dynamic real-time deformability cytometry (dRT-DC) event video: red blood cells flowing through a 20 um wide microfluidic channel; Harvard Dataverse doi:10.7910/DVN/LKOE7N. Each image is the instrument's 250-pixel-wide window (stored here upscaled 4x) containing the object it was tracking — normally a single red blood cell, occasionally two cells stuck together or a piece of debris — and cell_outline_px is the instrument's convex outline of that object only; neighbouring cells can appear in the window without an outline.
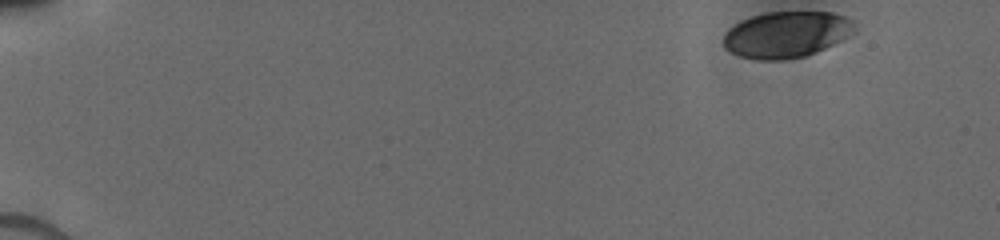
{"species": "human", "species_latin": "Homo sapiens", "temperature_condition": "cold", "stored_images_in_passage": 34, "camera_frame_rate_fps": 3000, "um_per_image_px": 0.085, "donor": {"sex": "male"}, "frame": {"image": 1, "passage_image": 1, "time_ms": 0.0, "image_size_px": [1000, 240], "cell_outline_px": [[856, 32], [816, 52], [804, 56], [784, 60], [756, 60], [740, 56], [724, 48], [724, 32], [728, 28], [740, 20], [752, 16], [768, 12], [832, 12], [844, 16], [852, 20]], "centroid_in_image_um": [66.82, 2.93], "position_along_channel_um": 18.2, "area_um2": 35.37}}
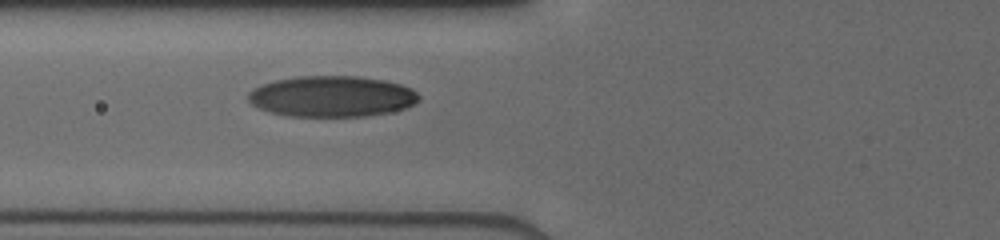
{"frame": {"image": 2, "passage_image": 28, "time_ms": 5.667, "image_size_px": [1000, 240], "cell_outline_px": [[420, 100], [404, 108], [388, 112], [364, 116], [288, 116], [272, 112], [260, 108], [252, 104], [248, 100], [248, 92], [252, 88], [276, 80], [296, 76], [356, 76], [384, 80], [400, 84], [412, 88], [420, 96]], "centroid_in_image_um": [28.2, 8.18], "position_along_channel_um": 97.6, "area_um2": 40.58}}
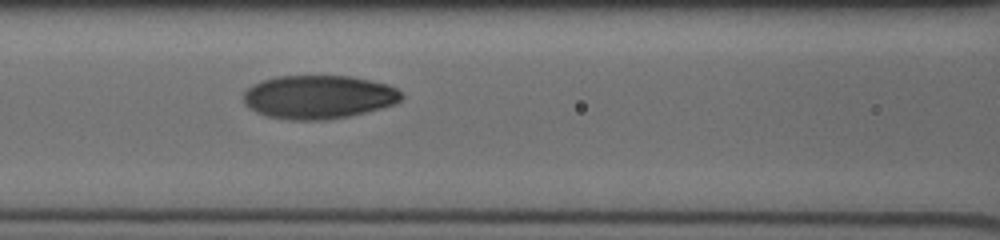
{"frame": {"image": 3, "passage_image": 33, "time_ms": 6.667, "image_size_px": [1000, 240], "cell_outline_px": [[404, 96], [400, 100], [392, 104], [380, 108], [348, 116], [320, 120], [292, 120], [268, 116], [256, 112], [248, 108], [244, 104], [244, 92], [252, 84], [260, 80], [276, 76], [352, 76], [388, 84], [396, 88]], "centroid_in_image_um": [27.04, 8.23], "position_along_channel_um": 139.6, "area_um2": 40.06}}